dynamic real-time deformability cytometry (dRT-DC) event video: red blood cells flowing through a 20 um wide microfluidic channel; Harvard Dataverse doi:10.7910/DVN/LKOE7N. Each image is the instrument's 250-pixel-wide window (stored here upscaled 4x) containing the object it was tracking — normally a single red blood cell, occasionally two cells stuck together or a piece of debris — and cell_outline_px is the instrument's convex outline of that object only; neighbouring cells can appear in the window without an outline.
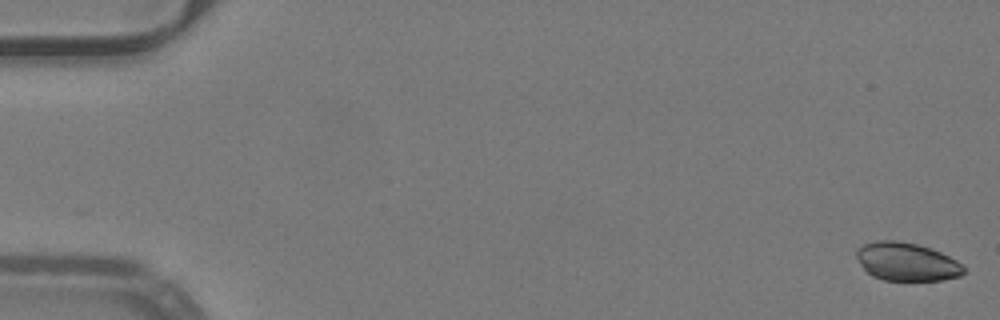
{"species": "common noctule bat (a hibernating species)", "species_latin": "Nyctalus noctula", "temperature_condition": "warm", "stored_images_in_passage": 51, "camera_frame_rate_fps": 3000, "um_per_image_px": 0.085, "animal": {"sex": "male", "body_mass_g": 19.2, "forearm_length_mm": 51.8}, "frame": {"image": 1, "passage_image": 1, "time_ms": 0.0, "image_size_px": [1000, 320], "cell_outline_px": [[968, 272], [960, 276], [944, 280], [884, 280], [872, 276], [860, 264], [856, 256], [856, 248], [864, 244], [876, 240], [896, 240], [916, 244], [940, 252], [956, 260]], "centroid_in_image_um": [77.06, 22.25], "position_along_channel_um": 7.9, "area_um2": 23.87}}
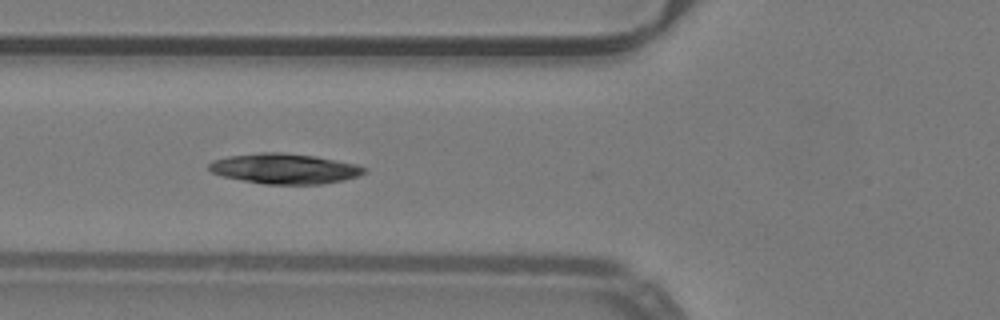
{"frame": {"image": 2, "passage_image": 20, "time_ms": 6.333, "image_size_px": [1000, 320], "cell_outline_px": [[368, 172], [360, 176], [344, 180], [320, 184], [264, 184], [224, 176], [212, 172], [208, 168], [208, 164], [212, 160], [228, 156], [260, 152], [284, 152], [316, 156], [356, 164], [368, 168]], "centroid_in_image_um": [24.24, 14.33], "position_along_channel_um": 101.6, "area_um2": 27.51}}
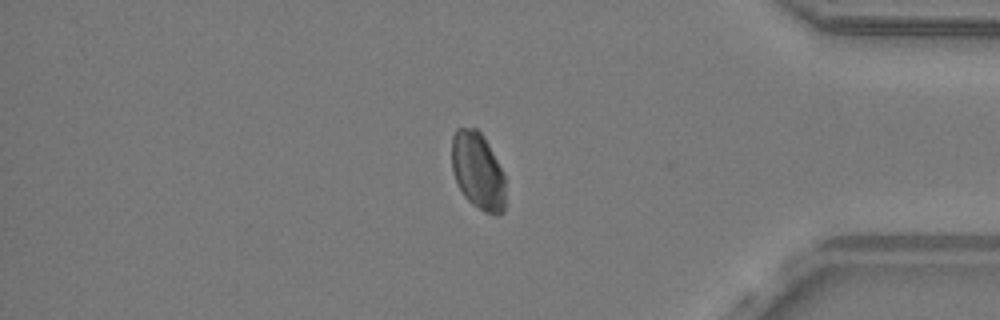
{"frame": {"image": 3, "passage_image": 44, "time_ms": 14.333, "image_size_px": [1000, 320], "cell_outline_px": [[504, 212], [500, 216], [496, 216], [484, 212], [472, 204], [464, 196], [452, 172], [452, 136], [456, 128], [476, 128], [484, 136], [504, 172]], "centroid_in_image_um": [40.62, 14.54], "position_along_channel_um": 394.6, "area_um2": 24.33}, "authors_computed_cell_mechanics": {"area_um2": 25.8366, "velocity_mm_per_s": 3.9908, "shape_relaxation_time_tau1_ms": 5.1819, "shape_relaxation_time_tau2_ms": null, "deformation_change_tau1": 0.1066, "deformation_change_tau2": null}}